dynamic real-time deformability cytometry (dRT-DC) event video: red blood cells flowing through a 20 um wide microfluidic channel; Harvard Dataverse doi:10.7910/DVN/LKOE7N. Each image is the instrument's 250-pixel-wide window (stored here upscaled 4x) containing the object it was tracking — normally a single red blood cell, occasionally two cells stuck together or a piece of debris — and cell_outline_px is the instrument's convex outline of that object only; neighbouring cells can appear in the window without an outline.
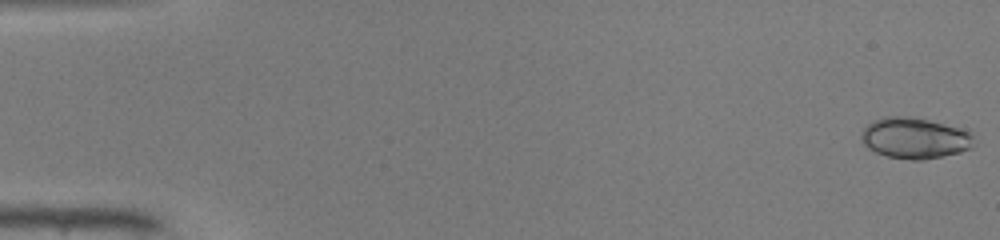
{"species": "common noctule bat (a hibernating species)", "species_latin": "Nyctalus noctula", "temperature_condition": "warm", "stored_images_in_passage": 20, "camera_frame_rate_fps": 3000, "um_per_image_px": 0.085, "animal": {"sex": "male", "body_mass_g": 19.0, "forearm_length_mm": 50.8}, "frame": {"image": 1, "passage_image": 1, "time_ms": 0.0, "image_size_px": [1000, 240], "cell_outline_px": [[976, 144], [972, 148], [960, 152], [924, 160], [912, 160], [888, 156], [876, 152], [868, 148], [864, 144], [860, 136], [864, 128], [872, 120], [884, 116], [912, 116], [972, 128]], "centroid_in_image_um": [77.87, 11.7], "position_along_channel_um": 7.1, "area_um2": 27.86}}
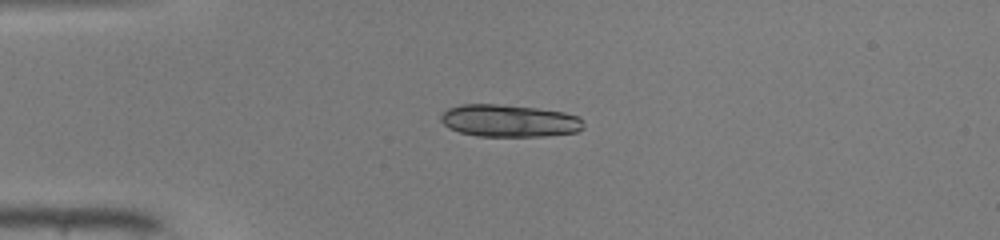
{"frame": {"image": 2, "passage_image": 13, "time_ms": 4.0, "image_size_px": [1000, 240], "cell_outline_px": [[584, 128], [576, 132], [544, 136], [476, 136], [460, 132], [448, 128], [440, 120], [440, 116], [448, 108], [460, 104], [496, 104], [536, 108], [564, 112], [580, 116], [584, 120]], "centroid_in_image_um": [43.3, 10.26], "position_along_channel_um": 41.7, "area_um2": 27.05}}